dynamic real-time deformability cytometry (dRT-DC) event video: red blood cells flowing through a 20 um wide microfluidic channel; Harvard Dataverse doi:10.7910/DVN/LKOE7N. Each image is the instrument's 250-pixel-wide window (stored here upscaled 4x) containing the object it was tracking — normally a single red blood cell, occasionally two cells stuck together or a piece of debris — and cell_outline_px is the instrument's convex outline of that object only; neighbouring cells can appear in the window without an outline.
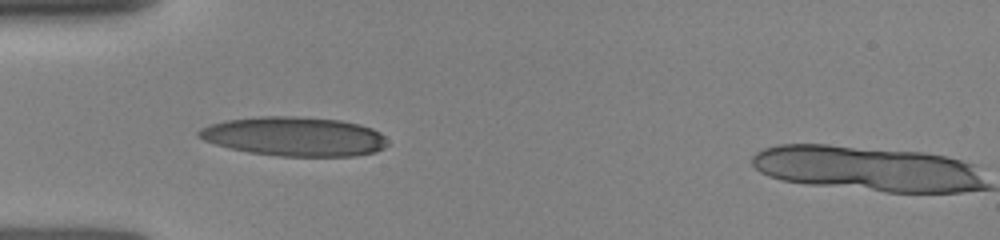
{"species": "human", "species_latin": "Homo sapiens", "temperature_condition": "room temperature", "stored_images_in_passage": 9, "camera_frame_rate_fps": 3000, "um_per_image_px": 0.085, "donor": {"sex": "female"}, "frame": {"image": 1, "passage_image": 1, "time_ms": 0.0, "image_size_px": [1000, 240], "cell_outline_px": [[388, 144], [384, 148], [376, 152], [356, 156], [280, 156], [248, 152], [216, 144], [204, 140], [196, 136], [196, 132], [200, 128], [224, 120], [260, 116], [296, 116], [340, 120], [360, 124], [372, 128], [380, 132], [384, 136]], "centroid_in_image_um": [25.04, 11.59], "position_along_channel_um": 60.0, "area_um2": 43.29}}
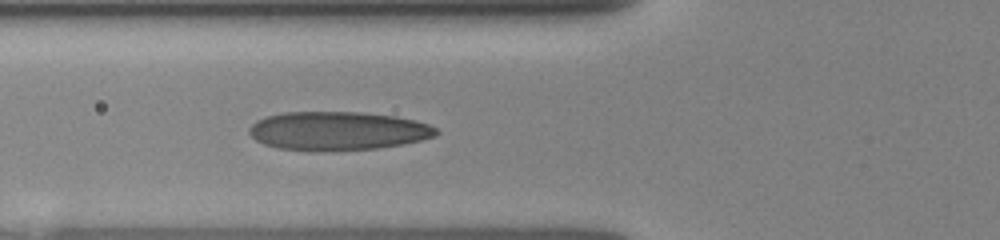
{"frame": {"image": 2, "passage_image": 6, "time_ms": 1.0, "image_size_px": [1000, 240], "cell_outline_px": [[440, 132], [436, 136], [420, 140], [400, 144], [376, 148], [312, 152], [276, 148], [264, 144], [256, 140], [248, 132], [248, 128], [256, 120], [268, 116], [284, 112], [360, 112], [396, 116], [416, 120], [428, 124], [436, 128]], "centroid_in_image_um": [28.68, 11.13], "position_along_channel_um": 97.1, "area_um2": 42.37}}